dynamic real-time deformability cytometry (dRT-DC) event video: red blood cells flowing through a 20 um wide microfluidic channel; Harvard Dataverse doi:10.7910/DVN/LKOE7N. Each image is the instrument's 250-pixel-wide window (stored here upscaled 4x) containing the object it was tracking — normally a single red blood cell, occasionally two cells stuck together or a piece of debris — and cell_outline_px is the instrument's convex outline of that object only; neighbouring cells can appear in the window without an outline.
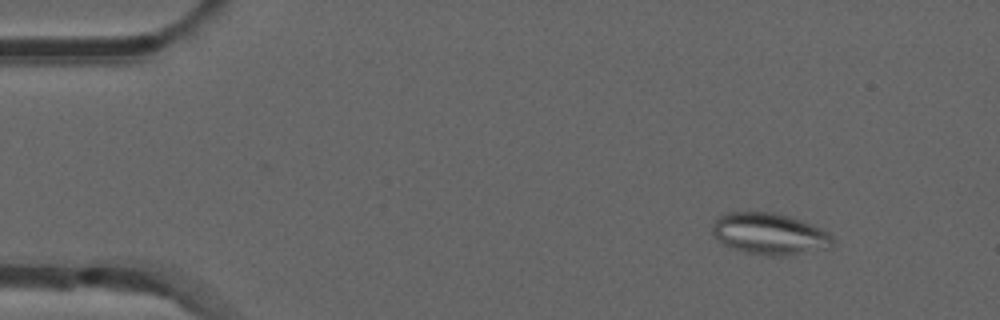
{"species": "common noctule bat (a hibernating species)", "species_latin": "Nyctalus noctula", "temperature_condition": "room temperature", "stored_images_in_passage": 53, "camera_frame_rate_fps": 3000, "um_per_image_px": 0.085, "animal": {"sex": "male", "forearm_length_mm": 52.5}, "frame": {"image": 1, "passage_image": 6, "time_ms": 1.667, "image_size_px": [1000, 320], "cell_outline_px": [[832, 244], [828, 248], [788, 256], [768, 256], [744, 252], [732, 248], [724, 244], [712, 232], [712, 224], [724, 212], [772, 212], [788, 216], [800, 220], [820, 228], [828, 232], [832, 236]], "centroid_in_image_um": [65.4, 19.88], "position_along_channel_um": 19.6, "area_um2": 29.02}}
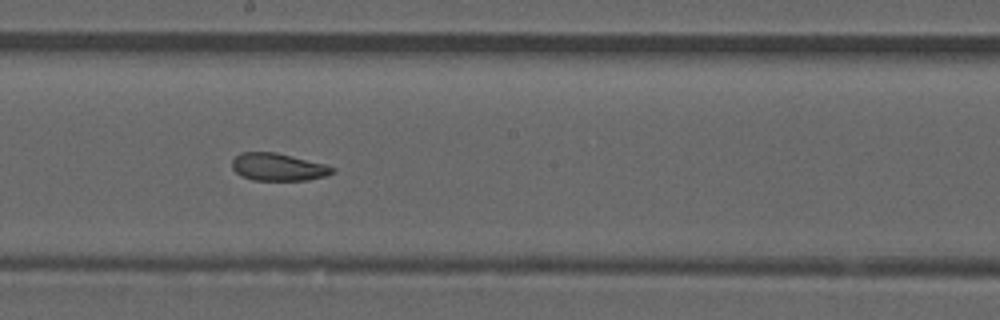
{"frame": {"image": 2, "passage_image": 29, "time_ms": 9.333, "image_size_px": [1000, 320], "cell_outline_px": [[336, 172], [324, 176], [308, 180], [252, 180], [240, 176], [232, 168], [232, 160], [240, 152], [276, 152], [324, 164], [336, 168]], "centroid_in_image_um": [23.63, 14.2], "position_along_channel_um": 224.6, "area_um2": 16.13}}
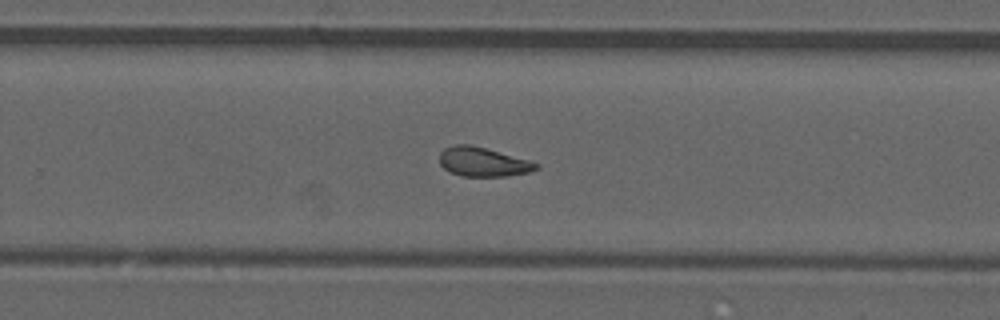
{"frame": {"image": 3, "passage_image": 34, "time_ms": 11.0, "image_size_px": [1000, 320], "cell_outline_px": [[540, 168], [528, 172], [508, 176], [464, 176], [448, 172], [440, 164], [440, 152], [444, 148], [452, 144], [468, 144], [484, 148], [528, 160], [540, 164]], "centroid_in_image_um": [41.03, 13.76], "position_along_channel_um": 288.8, "area_um2": 16.36}, "authors_computed_cell_mechanics": {"area_um2": 17.2244, "velocity_mm_per_s": 3.865, "shape_relaxation_time_tau1_ms": null, "shape_relaxation_time_tau2_ms": 3.1792, "deformation_change_tau1": null, "deformation_change_tau2": 0.1023}}